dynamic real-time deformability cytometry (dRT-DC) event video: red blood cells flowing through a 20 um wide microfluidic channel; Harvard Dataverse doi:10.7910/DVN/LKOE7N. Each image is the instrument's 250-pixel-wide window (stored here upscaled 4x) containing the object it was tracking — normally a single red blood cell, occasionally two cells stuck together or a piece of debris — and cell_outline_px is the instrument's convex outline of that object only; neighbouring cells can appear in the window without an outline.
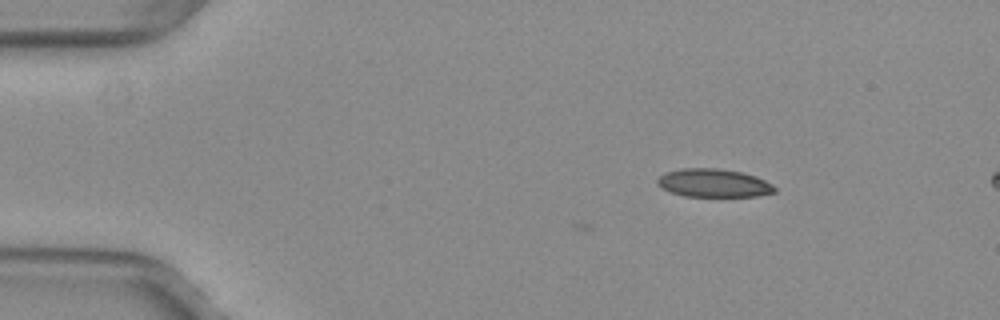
{"species": "common noctule bat (a hibernating species)", "species_latin": "Nyctalus noctula", "temperature_condition": "warm", "stored_images_in_passage": 2, "camera_frame_rate_fps": 3000, "um_per_image_px": 0.085, "animal": {"sex": "female", "body_mass_g": 29.2, "forearm_length_mm": 56.3}, "frame": {"image": 1, "passage_image": 2, "time_ms": 0.333, "image_size_px": [1000, 320], "cell_outline_px": [[776, 192], [756, 196], [684, 196], [672, 192], [656, 184], [656, 180], [664, 172], [680, 168], [720, 168], [740, 172], [756, 176], [772, 184], [776, 188]], "centroid_in_image_um": [60.65, 15.55], "position_along_channel_um": 24.4, "area_um2": 19.31}}